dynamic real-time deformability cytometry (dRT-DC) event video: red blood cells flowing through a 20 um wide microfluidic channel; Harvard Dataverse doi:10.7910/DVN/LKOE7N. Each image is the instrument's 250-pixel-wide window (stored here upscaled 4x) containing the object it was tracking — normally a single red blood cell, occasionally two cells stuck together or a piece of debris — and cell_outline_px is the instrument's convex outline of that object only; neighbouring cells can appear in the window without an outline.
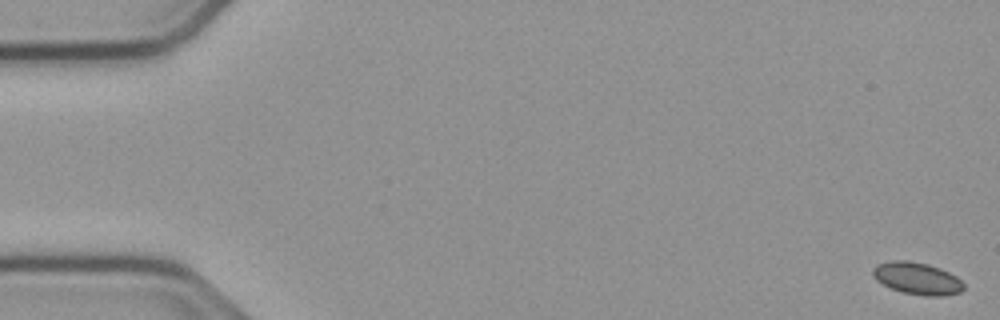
{"species": "common noctule bat (a hibernating species)", "species_latin": "Nyctalus noctula", "temperature_condition": "cold", "stored_images_in_passage": 57, "camera_frame_rate_fps": 3000, "um_per_image_px": 0.085, "animal": {"sex": "male", "body_mass_g": 23.1, "forearm_length_mm": 52.7}, "frame": {"image": 1, "passage_image": 1, "time_ms": 0.0, "image_size_px": [1000, 320], "cell_outline_px": [[964, 288], [960, 292], [940, 296], [924, 296], [904, 292], [892, 288], [876, 280], [872, 276], [872, 268], [876, 264], [892, 260], [908, 260], [928, 264], [940, 268], [956, 276], [964, 284]], "centroid_in_image_um": [77.94, 23.65], "position_along_channel_um": 7.1, "area_um2": 16.99}}
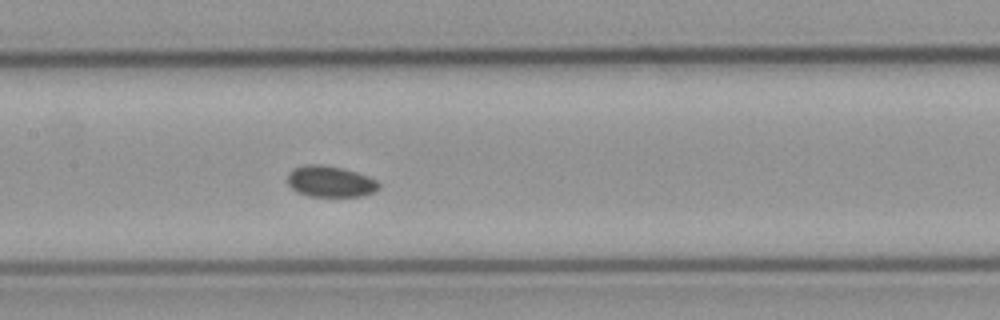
{"frame": {"image": 2, "passage_image": 27, "time_ms": 8.667, "image_size_px": [1000, 320], "cell_outline_px": [[380, 188], [372, 192], [360, 196], [308, 196], [296, 192], [288, 184], [288, 172], [292, 168], [304, 164], [320, 164], [340, 168], [356, 172], [368, 176], [376, 180], [380, 184]], "centroid_in_image_um": [28.03, 15.42], "position_along_channel_um": 179.4, "area_um2": 16.59}}
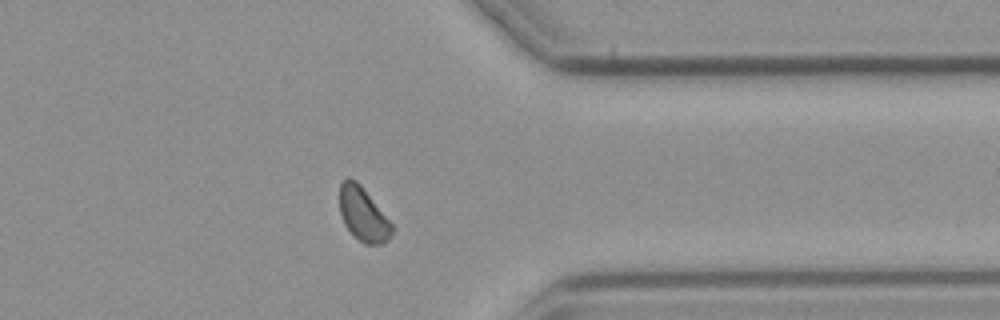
{"frame": {"image": 3, "passage_image": 44, "time_ms": 14.333, "image_size_px": [1000, 320], "cell_outline_px": [[396, 228], [388, 240], [380, 244], [364, 244], [344, 224], [340, 212], [340, 184], [348, 176], [356, 180], [360, 184]], "centroid_in_image_um": [30.89, 18.21], "position_along_channel_um": 380.5, "area_um2": 16.3}, "authors_computed_cell_mechanics": {"area_um2": 16.5886, "velocity_mm_per_s": 3.7248, "shape_relaxation_time_tau1_ms": null, "shape_relaxation_time_tau2_ms": 6.045, "deformation_change_tau1": null, "deformation_change_tau2": 0.057}}